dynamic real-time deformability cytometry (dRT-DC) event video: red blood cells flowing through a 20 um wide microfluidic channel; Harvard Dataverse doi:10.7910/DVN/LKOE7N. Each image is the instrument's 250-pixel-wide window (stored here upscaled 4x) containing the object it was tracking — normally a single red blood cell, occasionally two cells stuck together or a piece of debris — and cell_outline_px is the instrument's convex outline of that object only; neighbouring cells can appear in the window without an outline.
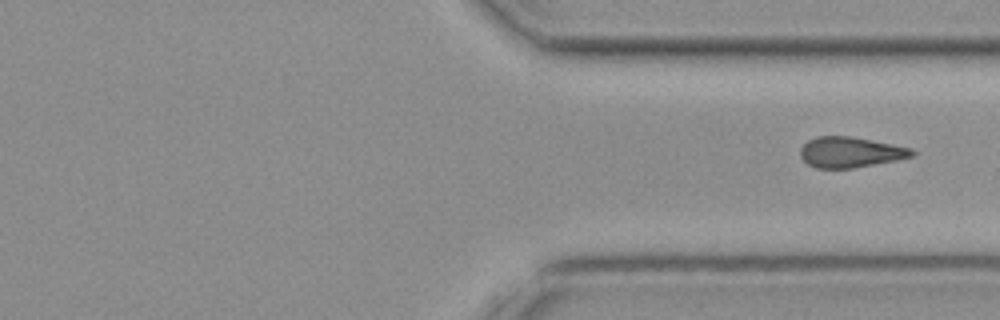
{"species": "common noctule bat (a hibernating species)", "species_latin": "Nyctalus noctula", "temperature_condition": "cold", "stored_images_in_passage": 39, "segment_of_instrument_passage": [2, 2], "camera_frame_rate_fps": 3000, "um_per_image_px": 0.085, "animal": {"sex": "female", "body_mass_g": 19.3, "forearm_length_mm": 54.1}, "frame": {"image": 1, "passage_image": 39, "time_ms": 12.667, "image_size_px": [1000, 320], "cell_outline_px": [[916, 156], [896, 160], [852, 168], [816, 168], [808, 164], [800, 156], [800, 148], [808, 140], [816, 136], [848, 136], [912, 148], [916, 152]], "centroid_in_image_um": [72.28, 12.94], "position_along_channel_um": 339.1, "area_um2": 19.77}}